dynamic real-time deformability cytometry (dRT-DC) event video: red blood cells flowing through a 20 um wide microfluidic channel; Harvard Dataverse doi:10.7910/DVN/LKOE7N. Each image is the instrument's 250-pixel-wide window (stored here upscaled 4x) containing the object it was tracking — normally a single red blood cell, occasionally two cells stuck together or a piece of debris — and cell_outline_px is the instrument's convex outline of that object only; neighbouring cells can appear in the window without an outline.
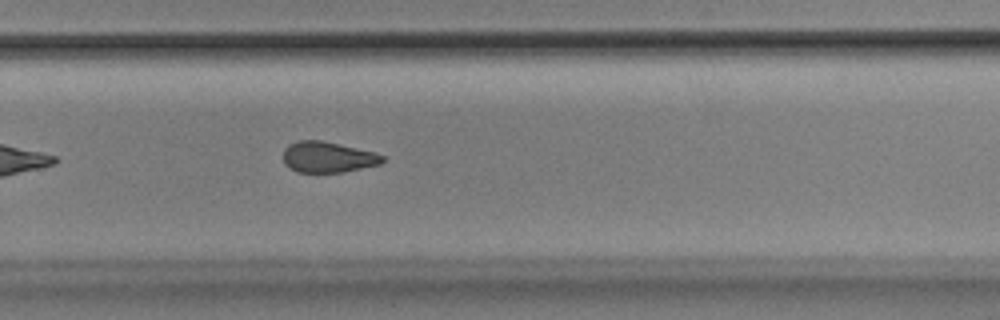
{"species": "Egyptian fruit bat (a non-hibernating species)", "species_latin": "Rousettus aegyptiacus", "temperature_condition": "room temperature", "stored_images_in_passage": 24, "camera_frame_rate_fps": 3000, "um_per_image_px": 0.085, "animal": {"sex": "male"}, "frame": {"image": 1, "passage_image": 21, "time_ms": 6.667, "image_size_px": [1000, 320], "cell_outline_px": [[384, 160], [380, 164], [344, 172], [296, 172], [288, 168], [284, 164], [284, 148], [288, 144], [300, 140], [320, 140], [340, 144], [376, 152], [384, 156]], "centroid_in_image_um": [27.85, 13.35], "position_along_channel_um": 301.9, "area_um2": 17.98}}